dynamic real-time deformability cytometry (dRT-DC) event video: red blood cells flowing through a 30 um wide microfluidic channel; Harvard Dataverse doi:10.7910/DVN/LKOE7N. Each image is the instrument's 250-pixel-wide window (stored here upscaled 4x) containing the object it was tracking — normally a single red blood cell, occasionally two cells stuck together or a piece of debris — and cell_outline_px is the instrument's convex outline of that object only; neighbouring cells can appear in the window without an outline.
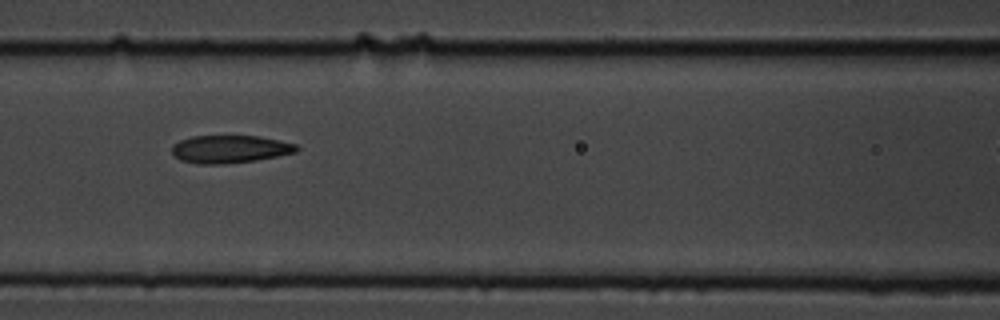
{"species": "common noctule bat (a hibernating species)", "species_latin": "Nyctalus noctula", "temperature_condition": "cold", "stored_images_in_passage": 11, "camera_frame_rate_fps": 3000, "um_per_image_px": 0.085, "animal": {"sex": "male", "body_mass_g": 19.5, "forearm_length_mm": 54.6}, "frame": {"image": 1, "passage_image": 4, "time_ms": 1.0, "image_size_px": [1000, 320], "cell_outline_px": [[300, 148], [296, 152], [256, 160], [220, 164], [196, 164], [180, 160], [172, 152], [172, 144], [180, 140], [192, 136], [260, 136], [296, 144]], "centroid_in_image_um": [19.52, 12.67], "position_along_channel_um": 147.1, "area_um2": 20.11}}
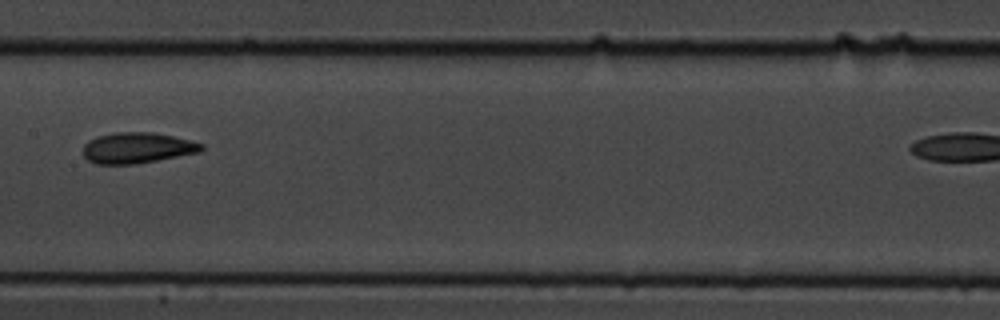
{"frame": {"image": 2, "passage_image": 5, "time_ms": 1.333, "image_size_px": [1000, 320], "cell_outline_px": [[204, 148], [200, 152], [136, 164], [96, 164], [88, 160], [84, 156], [84, 144], [88, 140], [96, 136], [112, 132], [152, 132], [172, 136], [204, 144]], "centroid_in_image_um": [11.64, 12.56], "position_along_channel_um": 195.8, "area_um2": 21.27}}
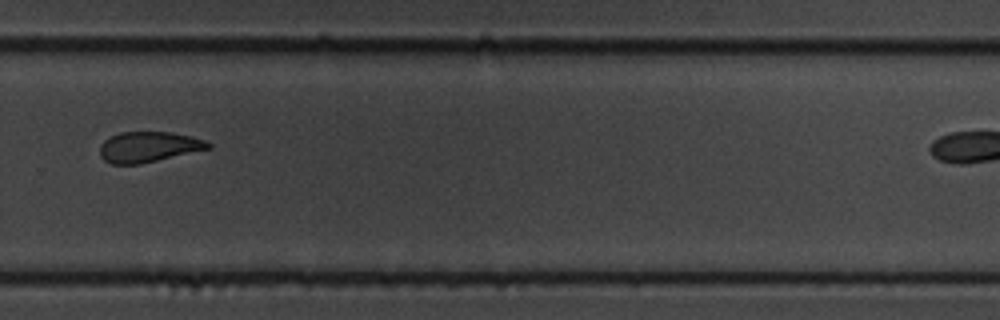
{"frame": {"image": 3, "passage_image": 8, "time_ms": 2.333, "image_size_px": [1000, 320], "cell_outline_px": [[212, 148], [140, 164], [112, 164], [104, 160], [100, 156], [100, 144], [104, 140], [120, 132], [172, 132], [192, 136], [204, 140], [212, 144]], "centroid_in_image_um": [12.64, 12.48], "position_along_channel_um": 317.2, "area_um2": 19.31}}